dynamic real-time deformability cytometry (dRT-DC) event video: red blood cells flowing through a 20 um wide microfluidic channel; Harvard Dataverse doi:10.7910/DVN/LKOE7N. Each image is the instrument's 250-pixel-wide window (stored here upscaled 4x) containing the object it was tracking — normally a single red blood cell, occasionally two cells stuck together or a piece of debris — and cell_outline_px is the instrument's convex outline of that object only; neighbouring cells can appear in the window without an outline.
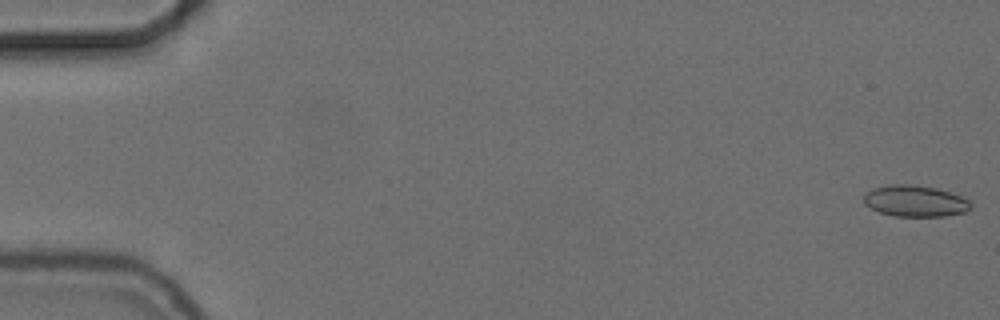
{"species": "common noctule bat (a hibernating species)", "species_latin": "Nyctalus noctula", "temperature_condition": "cold", "stored_images_in_passage": 51, "camera_frame_rate_fps": 3000, "um_per_image_px": 0.085, "animal": {"sex": "female", "body_mass_g": 24.6, "forearm_length_mm": 56.2}, "frame": {"image": 1, "passage_image": 1, "time_ms": 0.0, "image_size_px": [1000, 320], "cell_outline_px": [[972, 208], [964, 212], [944, 216], [892, 216], [880, 212], [864, 204], [864, 196], [872, 188], [892, 184], [908, 184], [936, 188], [960, 196], [968, 200], [972, 204]], "centroid_in_image_um": [77.78, 17.09], "position_along_channel_um": 7.2, "area_um2": 19.36}}
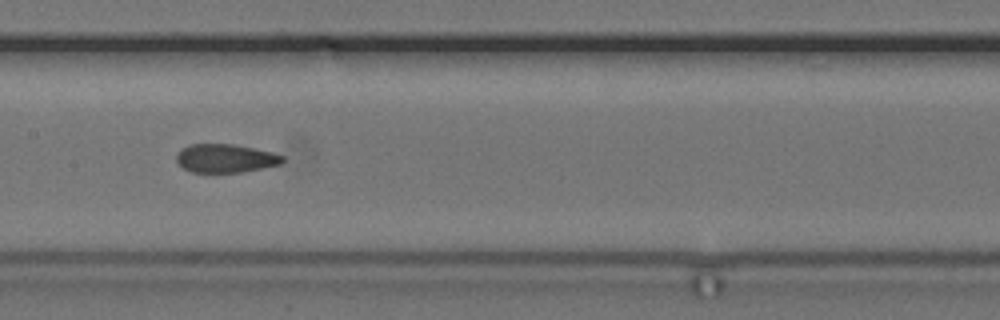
{"frame": {"image": 2, "passage_image": 28, "time_ms": 9.0, "image_size_px": [1000, 320], "cell_outline_px": [[284, 160], [280, 164], [240, 172], [192, 172], [184, 168], [176, 160], [176, 156], [180, 148], [192, 144], [232, 144], [272, 152], [284, 156]], "centroid_in_image_um": [19.14, 13.45], "position_along_channel_um": 188.3, "area_um2": 17.4}}
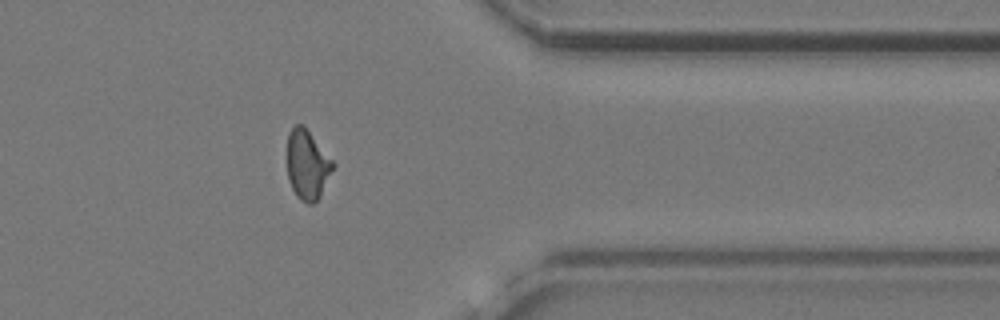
{"frame": {"image": 3, "passage_image": 45, "time_ms": 14.667, "image_size_px": [1000, 320], "cell_outline_px": [[336, 164], [320, 196], [312, 204], [308, 204], [300, 200], [296, 196], [288, 180], [288, 132], [296, 124], [304, 124]], "centroid_in_image_um": [26.13, 13.99], "position_along_channel_um": 385.3, "area_um2": 18.67}, "authors_computed_cell_mechanics": {"area_um2": 18.8428, "velocity_mm_per_s": 3.7199, "shape_relaxation_time_tau1_ms": null, "shape_relaxation_time_tau2_ms": 1.422, "deformation_change_tau1": null, "deformation_change_tau2": 0.061}}